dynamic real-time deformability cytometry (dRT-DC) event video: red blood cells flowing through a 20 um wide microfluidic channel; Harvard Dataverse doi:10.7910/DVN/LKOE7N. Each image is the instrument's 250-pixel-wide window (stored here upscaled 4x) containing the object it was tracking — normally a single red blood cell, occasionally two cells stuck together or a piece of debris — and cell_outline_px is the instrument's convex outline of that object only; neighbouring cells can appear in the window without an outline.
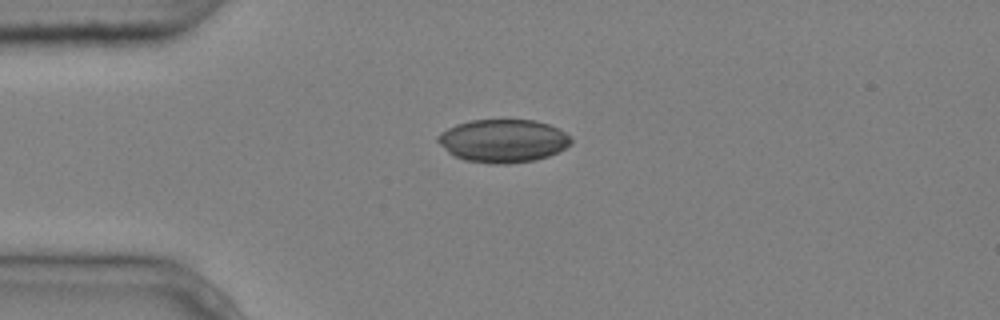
{"species": "common noctule bat (a hibernating species)", "species_latin": "Nyctalus noctula", "temperature_condition": "cold", "stored_images_in_passage": 3, "camera_frame_rate_fps": 3000, "um_per_image_px": 0.085, "animal": {"sex": "male", "body_mass_g": 20.4}, "frame": {"image": 1, "passage_image": 1, "time_ms": 0.0, "image_size_px": [1000, 320], "cell_outline_px": [[572, 144], [548, 156], [536, 160], [508, 164], [488, 164], [464, 160], [448, 152], [436, 140], [436, 136], [440, 132], [456, 124], [468, 120], [536, 120], [548, 124], [572, 136]], "centroid_in_image_um": [42.75, 11.97], "position_along_channel_um": 42.3, "area_um2": 33.64}}